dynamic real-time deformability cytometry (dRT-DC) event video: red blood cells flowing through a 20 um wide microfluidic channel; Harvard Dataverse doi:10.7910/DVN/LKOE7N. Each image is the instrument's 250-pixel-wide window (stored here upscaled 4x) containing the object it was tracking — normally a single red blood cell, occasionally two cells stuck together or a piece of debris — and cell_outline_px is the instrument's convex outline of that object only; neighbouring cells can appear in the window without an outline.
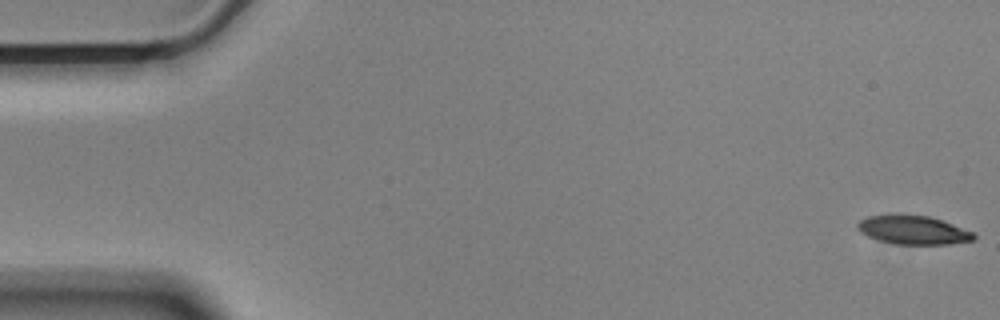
{"species": "Egyptian fruit bat (a non-hibernating species)", "species_latin": "Rousettus aegyptiacus", "temperature_condition": "cold", "stored_images_in_passage": 58, "camera_frame_rate_fps": 3000, "um_per_image_px": 0.085, "animal": {"sex": "male"}, "frame": {"image": 1, "passage_image": 1, "time_ms": 0.0, "image_size_px": [1000, 320], "cell_outline_px": [[976, 236], [972, 240], [948, 244], [892, 244], [868, 236], [860, 232], [856, 228], [856, 224], [860, 220], [868, 216], [928, 216], [952, 224], [972, 232]], "centroid_in_image_um": [77.59, 19.57], "position_along_channel_um": 7.4, "area_um2": 18.84}}
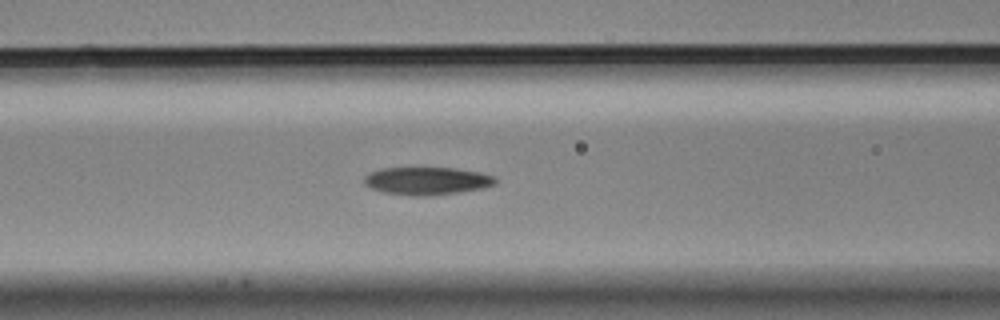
{"frame": {"image": 2, "passage_image": 23, "time_ms": 7.333, "image_size_px": [1000, 320], "cell_outline_px": [[496, 184], [480, 188], [432, 196], [408, 196], [384, 192], [372, 188], [364, 184], [364, 176], [368, 172], [380, 168], [456, 168], [480, 172], [496, 176]], "centroid_in_image_um": [36.26, 15.37], "position_along_channel_um": 130.3, "area_um2": 21.33}}
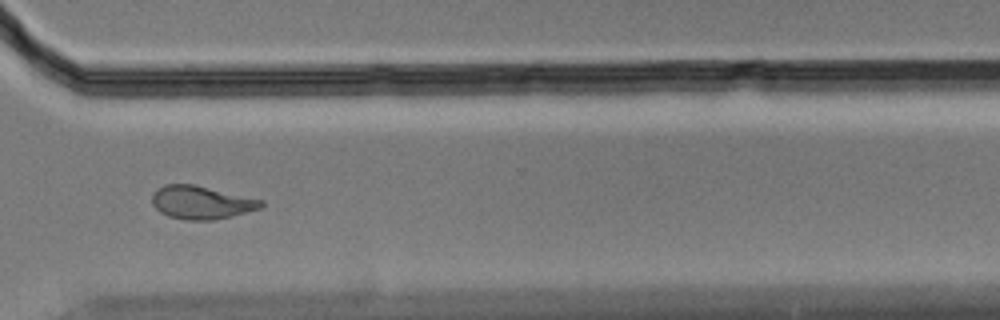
{"frame": {"image": 3, "passage_image": 42, "time_ms": 13.667, "image_size_px": [1000, 320], "cell_outline_px": [[264, 204], [260, 208], [232, 216], [212, 220], [184, 220], [168, 216], [160, 212], [152, 204], [152, 196], [156, 188], [164, 184], [192, 184], [264, 200]], "centroid_in_image_um": [17.09, 17.21], "position_along_channel_um": 353.5, "area_um2": 21.04}}